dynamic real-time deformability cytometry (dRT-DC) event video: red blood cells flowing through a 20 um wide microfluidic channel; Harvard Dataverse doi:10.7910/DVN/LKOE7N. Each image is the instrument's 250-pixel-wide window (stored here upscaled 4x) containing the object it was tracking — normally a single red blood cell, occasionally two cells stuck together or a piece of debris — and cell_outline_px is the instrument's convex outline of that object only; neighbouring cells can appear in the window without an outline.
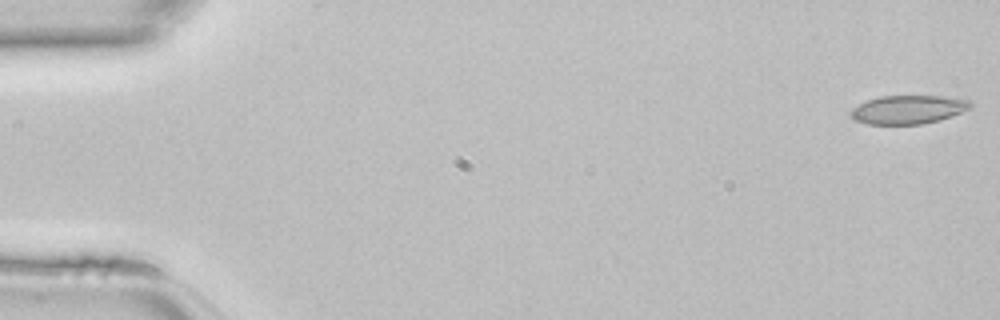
{"species": "common noctule bat (a hibernating species)", "species_latin": "Nyctalus noctula", "temperature_condition": "room temperature", "stored_images_in_passage": 46, "camera_frame_rate_fps": 3000, "um_per_image_px": 0.085, "animal": {"sex": "female", "body_mass_g": 22.7, "forearm_length_mm": 54.2}, "frame": {"image": 1, "passage_image": 1, "time_ms": 0.0, "image_size_px": [1000, 320], "cell_outline_px": [[972, 108], [940, 120], [920, 124], [868, 124], [852, 120], [848, 116], [848, 112], [852, 108], [868, 100], [880, 96], [940, 96], [968, 100], [972, 104]], "centroid_in_image_um": [77.14, 9.32], "position_along_channel_um": 7.9, "area_um2": 20.0}}
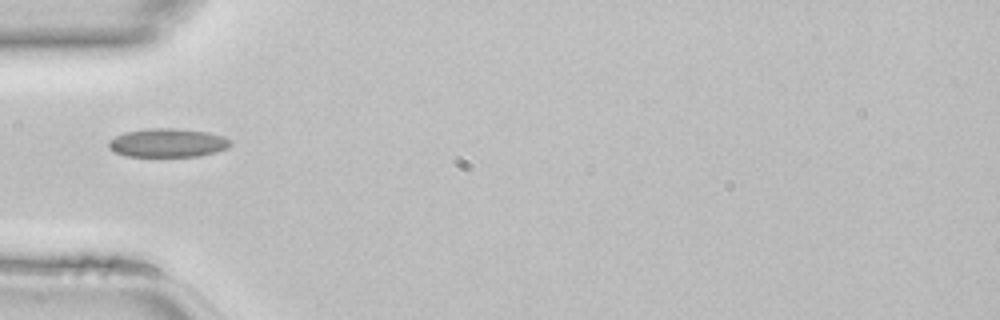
{"frame": {"image": 2, "passage_image": 15, "time_ms": 4.667, "image_size_px": [1000, 320], "cell_outline_px": [[232, 144], [228, 148], [216, 152], [200, 156], [124, 156], [108, 148], [108, 140], [124, 132], [148, 128], [176, 128], [208, 132], [224, 136], [232, 140]], "centroid_in_image_um": [14.27, 12.13], "position_along_channel_um": 70.7, "area_um2": 20.58}}
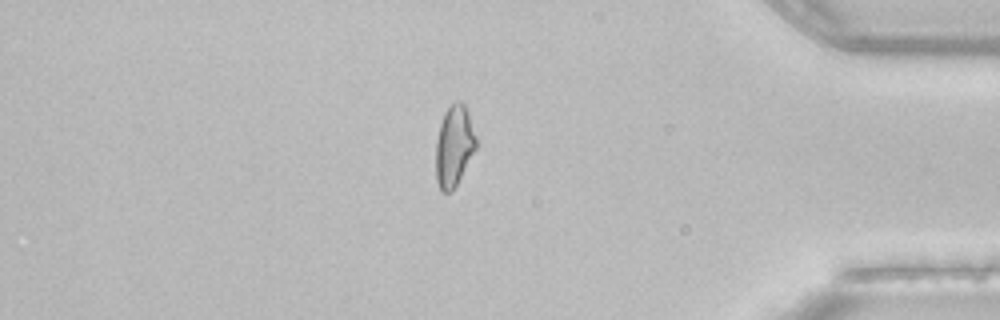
{"frame": {"image": 3, "passage_image": 39, "time_ms": 12.667, "image_size_px": [1000, 320], "cell_outline_px": [[476, 148], [452, 192], [440, 192], [436, 180], [436, 140], [440, 124], [444, 112], [456, 100], [460, 100], [464, 104], [468, 112], [476, 136]], "centroid_in_image_um": [38.58, 12.41], "position_along_channel_um": 396.6, "area_um2": 18.96}}